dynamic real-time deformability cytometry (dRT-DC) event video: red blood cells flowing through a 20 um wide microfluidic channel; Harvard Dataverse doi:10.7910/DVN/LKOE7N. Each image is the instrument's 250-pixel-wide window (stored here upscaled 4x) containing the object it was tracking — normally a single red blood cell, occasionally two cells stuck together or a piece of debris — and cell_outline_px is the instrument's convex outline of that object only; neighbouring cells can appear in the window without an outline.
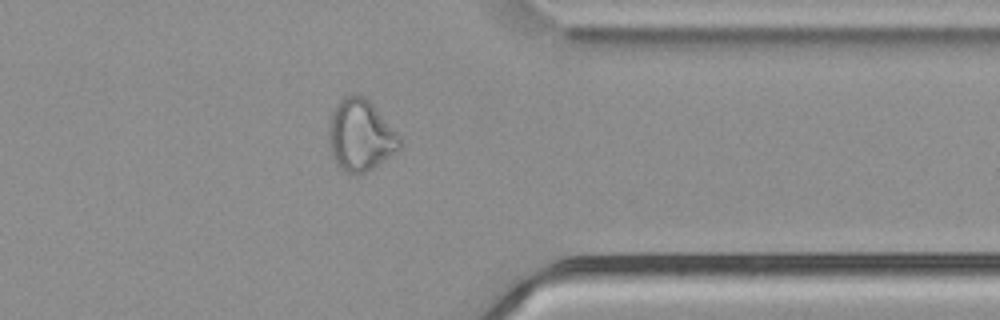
{"species": "common noctule bat (a hibernating species)", "species_latin": "Nyctalus noctula", "temperature_condition": "cold", "stored_images_in_passage": 41, "camera_frame_rate_fps": 3000, "um_per_image_px": 0.085, "animal": {"sex": "male", "body_mass_g": 21.5, "forearm_length_mm": 52.0}, "frame": {"image": 1, "passage_image": 30, "time_ms": 9.667, "image_size_px": [1000, 320], "cell_outline_px": [[400, 148], [372, 168], [356, 176], [352, 176], [344, 172], [336, 164], [328, 148], [328, 120], [336, 104], [348, 92], [352, 92], [364, 96], [372, 104], [400, 136]], "centroid_in_image_um": [30.57, 11.5], "position_along_channel_um": 380.8, "area_um2": 29.88}, "authors_computed_cell_mechanics": {"area_um2": 28.6688, "velocity_mm_per_s": 3.8035, "shape_relaxation_time_tau1_ms": null, "shape_relaxation_time_tau2_ms": 1.4183, "deformation_change_tau1": null, "deformation_change_tau2": 0.0918}}